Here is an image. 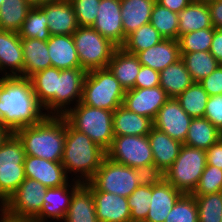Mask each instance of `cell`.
<instances>
[{"label":"cell","mask_w":222,"mask_h":222,"mask_svg":"<svg viewBox=\"0 0 222 222\" xmlns=\"http://www.w3.org/2000/svg\"><path fill=\"white\" fill-rule=\"evenodd\" d=\"M46 116L29 78H0V124L12 133L34 125Z\"/></svg>","instance_id":"1"},{"label":"cell","mask_w":222,"mask_h":222,"mask_svg":"<svg viewBox=\"0 0 222 222\" xmlns=\"http://www.w3.org/2000/svg\"><path fill=\"white\" fill-rule=\"evenodd\" d=\"M21 140L26 155L52 162H62L66 137L64 116L46 115L34 125L15 132Z\"/></svg>","instance_id":"2"},{"label":"cell","mask_w":222,"mask_h":222,"mask_svg":"<svg viewBox=\"0 0 222 222\" xmlns=\"http://www.w3.org/2000/svg\"><path fill=\"white\" fill-rule=\"evenodd\" d=\"M105 156L106 152L102 148L66 121V137L61 163L67 176L73 172L71 177L75 176L72 178L74 181L89 182Z\"/></svg>","instance_id":"3"},{"label":"cell","mask_w":222,"mask_h":222,"mask_svg":"<svg viewBox=\"0 0 222 222\" xmlns=\"http://www.w3.org/2000/svg\"><path fill=\"white\" fill-rule=\"evenodd\" d=\"M150 176L104 157L93 178L84 183L91 191H102L128 198L133 191Z\"/></svg>","instance_id":"4"},{"label":"cell","mask_w":222,"mask_h":222,"mask_svg":"<svg viewBox=\"0 0 222 222\" xmlns=\"http://www.w3.org/2000/svg\"><path fill=\"white\" fill-rule=\"evenodd\" d=\"M66 121L76 130L85 133L105 152L115 137L113 132V111L93 108L78 102L65 115Z\"/></svg>","instance_id":"5"},{"label":"cell","mask_w":222,"mask_h":222,"mask_svg":"<svg viewBox=\"0 0 222 222\" xmlns=\"http://www.w3.org/2000/svg\"><path fill=\"white\" fill-rule=\"evenodd\" d=\"M125 90L109 68L87 72L81 102L93 108L114 111L123 104Z\"/></svg>","instance_id":"6"},{"label":"cell","mask_w":222,"mask_h":222,"mask_svg":"<svg viewBox=\"0 0 222 222\" xmlns=\"http://www.w3.org/2000/svg\"><path fill=\"white\" fill-rule=\"evenodd\" d=\"M206 165V150L183 144L178 157L162 176L183 194H192Z\"/></svg>","instance_id":"7"},{"label":"cell","mask_w":222,"mask_h":222,"mask_svg":"<svg viewBox=\"0 0 222 222\" xmlns=\"http://www.w3.org/2000/svg\"><path fill=\"white\" fill-rule=\"evenodd\" d=\"M106 157L154 176V159L147 135L115 136Z\"/></svg>","instance_id":"8"},{"label":"cell","mask_w":222,"mask_h":222,"mask_svg":"<svg viewBox=\"0 0 222 222\" xmlns=\"http://www.w3.org/2000/svg\"><path fill=\"white\" fill-rule=\"evenodd\" d=\"M81 68L87 72L107 68L117 46L92 27H81L72 34Z\"/></svg>","instance_id":"9"},{"label":"cell","mask_w":222,"mask_h":222,"mask_svg":"<svg viewBox=\"0 0 222 222\" xmlns=\"http://www.w3.org/2000/svg\"><path fill=\"white\" fill-rule=\"evenodd\" d=\"M26 153L21 140L12 133L0 148V196L7 201L25 180Z\"/></svg>","instance_id":"10"},{"label":"cell","mask_w":222,"mask_h":222,"mask_svg":"<svg viewBox=\"0 0 222 222\" xmlns=\"http://www.w3.org/2000/svg\"><path fill=\"white\" fill-rule=\"evenodd\" d=\"M47 188L40 182L25 178L5 203V210L15 216L35 219L41 212Z\"/></svg>","instance_id":"11"},{"label":"cell","mask_w":222,"mask_h":222,"mask_svg":"<svg viewBox=\"0 0 222 222\" xmlns=\"http://www.w3.org/2000/svg\"><path fill=\"white\" fill-rule=\"evenodd\" d=\"M86 74L87 71L82 68L60 70L57 76L56 116H64L81 101Z\"/></svg>","instance_id":"12"},{"label":"cell","mask_w":222,"mask_h":222,"mask_svg":"<svg viewBox=\"0 0 222 222\" xmlns=\"http://www.w3.org/2000/svg\"><path fill=\"white\" fill-rule=\"evenodd\" d=\"M191 120L176 98H169L158 111L153 127L184 144Z\"/></svg>","instance_id":"13"},{"label":"cell","mask_w":222,"mask_h":222,"mask_svg":"<svg viewBox=\"0 0 222 222\" xmlns=\"http://www.w3.org/2000/svg\"><path fill=\"white\" fill-rule=\"evenodd\" d=\"M169 98L160 86L133 88L125 92L122 105L128 110L154 121L158 111Z\"/></svg>","instance_id":"14"},{"label":"cell","mask_w":222,"mask_h":222,"mask_svg":"<svg viewBox=\"0 0 222 222\" xmlns=\"http://www.w3.org/2000/svg\"><path fill=\"white\" fill-rule=\"evenodd\" d=\"M92 28L117 47L124 44L120 0H101Z\"/></svg>","instance_id":"15"},{"label":"cell","mask_w":222,"mask_h":222,"mask_svg":"<svg viewBox=\"0 0 222 222\" xmlns=\"http://www.w3.org/2000/svg\"><path fill=\"white\" fill-rule=\"evenodd\" d=\"M183 193L163 176H152V196L144 222H165L167 215Z\"/></svg>","instance_id":"16"},{"label":"cell","mask_w":222,"mask_h":222,"mask_svg":"<svg viewBox=\"0 0 222 222\" xmlns=\"http://www.w3.org/2000/svg\"><path fill=\"white\" fill-rule=\"evenodd\" d=\"M83 183L74 181L57 188H47L43 197L44 205L40 214L34 219L36 222H50L48 219L62 221L68 211L73 193Z\"/></svg>","instance_id":"17"},{"label":"cell","mask_w":222,"mask_h":222,"mask_svg":"<svg viewBox=\"0 0 222 222\" xmlns=\"http://www.w3.org/2000/svg\"><path fill=\"white\" fill-rule=\"evenodd\" d=\"M23 165L25 177L40 182L46 188L61 187L70 181L61 162L26 155Z\"/></svg>","instance_id":"18"},{"label":"cell","mask_w":222,"mask_h":222,"mask_svg":"<svg viewBox=\"0 0 222 222\" xmlns=\"http://www.w3.org/2000/svg\"><path fill=\"white\" fill-rule=\"evenodd\" d=\"M147 136L154 159V176H162L178 157L183 144L155 127Z\"/></svg>","instance_id":"19"},{"label":"cell","mask_w":222,"mask_h":222,"mask_svg":"<svg viewBox=\"0 0 222 222\" xmlns=\"http://www.w3.org/2000/svg\"><path fill=\"white\" fill-rule=\"evenodd\" d=\"M46 14L50 35H72L79 27L69 0H51L39 5Z\"/></svg>","instance_id":"20"},{"label":"cell","mask_w":222,"mask_h":222,"mask_svg":"<svg viewBox=\"0 0 222 222\" xmlns=\"http://www.w3.org/2000/svg\"><path fill=\"white\" fill-rule=\"evenodd\" d=\"M23 70L21 37L16 32L0 30V73H2V77H23Z\"/></svg>","instance_id":"21"},{"label":"cell","mask_w":222,"mask_h":222,"mask_svg":"<svg viewBox=\"0 0 222 222\" xmlns=\"http://www.w3.org/2000/svg\"><path fill=\"white\" fill-rule=\"evenodd\" d=\"M99 222H131L128 199L117 194L92 191Z\"/></svg>","instance_id":"22"},{"label":"cell","mask_w":222,"mask_h":222,"mask_svg":"<svg viewBox=\"0 0 222 222\" xmlns=\"http://www.w3.org/2000/svg\"><path fill=\"white\" fill-rule=\"evenodd\" d=\"M59 75L60 69L49 67L29 77L33 92L46 115L56 116L57 76Z\"/></svg>","instance_id":"23"},{"label":"cell","mask_w":222,"mask_h":222,"mask_svg":"<svg viewBox=\"0 0 222 222\" xmlns=\"http://www.w3.org/2000/svg\"><path fill=\"white\" fill-rule=\"evenodd\" d=\"M141 65L162 71L181 58L179 42L176 39H163L160 43L137 54Z\"/></svg>","instance_id":"24"},{"label":"cell","mask_w":222,"mask_h":222,"mask_svg":"<svg viewBox=\"0 0 222 222\" xmlns=\"http://www.w3.org/2000/svg\"><path fill=\"white\" fill-rule=\"evenodd\" d=\"M47 46L52 67L60 70L81 68L73 35H51Z\"/></svg>","instance_id":"25"},{"label":"cell","mask_w":222,"mask_h":222,"mask_svg":"<svg viewBox=\"0 0 222 222\" xmlns=\"http://www.w3.org/2000/svg\"><path fill=\"white\" fill-rule=\"evenodd\" d=\"M108 68L125 91L135 88L137 74L141 68L137 55L117 47L109 61Z\"/></svg>","instance_id":"26"},{"label":"cell","mask_w":222,"mask_h":222,"mask_svg":"<svg viewBox=\"0 0 222 222\" xmlns=\"http://www.w3.org/2000/svg\"><path fill=\"white\" fill-rule=\"evenodd\" d=\"M124 42L128 35L150 22L156 0H120Z\"/></svg>","instance_id":"27"},{"label":"cell","mask_w":222,"mask_h":222,"mask_svg":"<svg viewBox=\"0 0 222 222\" xmlns=\"http://www.w3.org/2000/svg\"><path fill=\"white\" fill-rule=\"evenodd\" d=\"M153 127V121L120 105L113 111L114 136L147 135Z\"/></svg>","instance_id":"28"},{"label":"cell","mask_w":222,"mask_h":222,"mask_svg":"<svg viewBox=\"0 0 222 222\" xmlns=\"http://www.w3.org/2000/svg\"><path fill=\"white\" fill-rule=\"evenodd\" d=\"M23 49V77L29 78L38 71L52 67L47 41L35 38H21Z\"/></svg>","instance_id":"29"},{"label":"cell","mask_w":222,"mask_h":222,"mask_svg":"<svg viewBox=\"0 0 222 222\" xmlns=\"http://www.w3.org/2000/svg\"><path fill=\"white\" fill-rule=\"evenodd\" d=\"M178 38L188 32L212 28L207 3L191 1L178 13Z\"/></svg>","instance_id":"30"},{"label":"cell","mask_w":222,"mask_h":222,"mask_svg":"<svg viewBox=\"0 0 222 222\" xmlns=\"http://www.w3.org/2000/svg\"><path fill=\"white\" fill-rule=\"evenodd\" d=\"M64 222H99L96 217L92 191L83 183L71 199Z\"/></svg>","instance_id":"31"},{"label":"cell","mask_w":222,"mask_h":222,"mask_svg":"<svg viewBox=\"0 0 222 222\" xmlns=\"http://www.w3.org/2000/svg\"><path fill=\"white\" fill-rule=\"evenodd\" d=\"M159 73V86L170 98H176L186 88L194 83L190 73L186 69L185 63L181 58L175 63L167 66Z\"/></svg>","instance_id":"32"},{"label":"cell","mask_w":222,"mask_h":222,"mask_svg":"<svg viewBox=\"0 0 222 222\" xmlns=\"http://www.w3.org/2000/svg\"><path fill=\"white\" fill-rule=\"evenodd\" d=\"M221 135L222 132L206 118H192L184 144L207 150L220 140Z\"/></svg>","instance_id":"33"},{"label":"cell","mask_w":222,"mask_h":222,"mask_svg":"<svg viewBox=\"0 0 222 222\" xmlns=\"http://www.w3.org/2000/svg\"><path fill=\"white\" fill-rule=\"evenodd\" d=\"M31 8L27 0H4L0 6V30L18 33Z\"/></svg>","instance_id":"34"},{"label":"cell","mask_w":222,"mask_h":222,"mask_svg":"<svg viewBox=\"0 0 222 222\" xmlns=\"http://www.w3.org/2000/svg\"><path fill=\"white\" fill-rule=\"evenodd\" d=\"M180 55L194 82H200L220 65L209 51L180 52Z\"/></svg>","instance_id":"35"},{"label":"cell","mask_w":222,"mask_h":222,"mask_svg":"<svg viewBox=\"0 0 222 222\" xmlns=\"http://www.w3.org/2000/svg\"><path fill=\"white\" fill-rule=\"evenodd\" d=\"M209 95L199 82H194L176 97L182 109L191 118L204 117Z\"/></svg>","instance_id":"36"},{"label":"cell","mask_w":222,"mask_h":222,"mask_svg":"<svg viewBox=\"0 0 222 222\" xmlns=\"http://www.w3.org/2000/svg\"><path fill=\"white\" fill-rule=\"evenodd\" d=\"M164 38L149 22L128 35L121 46L125 51L137 55L158 43Z\"/></svg>","instance_id":"37"},{"label":"cell","mask_w":222,"mask_h":222,"mask_svg":"<svg viewBox=\"0 0 222 222\" xmlns=\"http://www.w3.org/2000/svg\"><path fill=\"white\" fill-rule=\"evenodd\" d=\"M47 23L45 11L39 5L32 6L18 34L21 38L47 41L51 36Z\"/></svg>","instance_id":"38"},{"label":"cell","mask_w":222,"mask_h":222,"mask_svg":"<svg viewBox=\"0 0 222 222\" xmlns=\"http://www.w3.org/2000/svg\"><path fill=\"white\" fill-rule=\"evenodd\" d=\"M152 196V176L140 184L127 198L131 222H144L149 212Z\"/></svg>","instance_id":"39"},{"label":"cell","mask_w":222,"mask_h":222,"mask_svg":"<svg viewBox=\"0 0 222 222\" xmlns=\"http://www.w3.org/2000/svg\"><path fill=\"white\" fill-rule=\"evenodd\" d=\"M178 13L158 4H154L150 23L164 39L178 40Z\"/></svg>","instance_id":"40"},{"label":"cell","mask_w":222,"mask_h":222,"mask_svg":"<svg viewBox=\"0 0 222 222\" xmlns=\"http://www.w3.org/2000/svg\"><path fill=\"white\" fill-rule=\"evenodd\" d=\"M193 196L198 207V222H221L222 191Z\"/></svg>","instance_id":"41"},{"label":"cell","mask_w":222,"mask_h":222,"mask_svg":"<svg viewBox=\"0 0 222 222\" xmlns=\"http://www.w3.org/2000/svg\"><path fill=\"white\" fill-rule=\"evenodd\" d=\"M214 27L188 32L178 38L180 52L209 51Z\"/></svg>","instance_id":"42"},{"label":"cell","mask_w":222,"mask_h":222,"mask_svg":"<svg viewBox=\"0 0 222 222\" xmlns=\"http://www.w3.org/2000/svg\"><path fill=\"white\" fill-rule=\"evenodd\" d=\"M165 222H198V207L192 194H183L166 217Z\"/></svg>","instance_id":"43"},{"label":"cell","mask_w":222,"mask_h":222,"mask_svg":"<svg viewBox=\"0 0 222 222\" xmlns=\"http://www.w3.org/2000/svg\"><path fill=\"white\" fill-rule=\"evenodd\" d=\"M222 191V170L213 165H206L200 181L192 195H207Z\"/></svg>","instance_id":"44"},{"label":"cell","mask_w":222,"mask_h":222,"mask_svg":"<svg viewBox=\"0 0 222 222\" xmlns=\"http://www.w3.org/2000/svg\"><path fill=\"white\" fill-rule=\"evenodd\" d=\"M73 6L77 23L81 27H92L101 0H69Z\"/></svg>","instance_id":"45"},{"label":"cell","mask_w":222,"mask_h":222,"mask_svg":"<svg viewBox=\"0 0 222 222\" xmlns=\"http://www.w3.org/2000/svg\"><path fill=\"white\" fill-rule=\"evenodd\" d=\"M204 118L209 120L222 132V95L209 96L206 103Z\"/></svg>","instance_id":"46"},{"label":"cell","mask_w":222,"mask_h":222,"mask_svg":"<svg viewBox=\"0 0 222 222\" xmlns=\"http://www.w3.org/2000/svg\"><path fill=\"white\" fill-rule=\"evenodd\" d=\"M160 84V73L148 66L141 65L137 74L135 88H153Z\"/></svg>","instance_id":"47"},{"label":"cell","mask_w":222,"mask_h":222,"mask_svg":"<svg viewBox=\"0 0 222 222\" xmlns=\"http://www.w3.org/2000/svg\"><path fill=\"white\" fill-rule=\"evenodd\" d=\"M199 83L209 96L222 95V64Z\"/></svg>","instance_id":"48"},{"label":"cell","mask_w":222,"mask_h":222,"mask_svg":"<svg viewBox=\"0 0 222 222\" xmlns=\"http://www.w3.org/2000/svg\"><path fill=\"white\" fill-rule=\"evenodd\" d=\"M207 165H213L222 170V135L220 140L206 150Z\"/></svg>","instance_id":"49"},{"label":"cell","mask_w":222,"mask_h":222,"mask_svg":"<svg viewBox=\"0 0 222 222\" xmlns=\"http://www.w3.org/2000/svg\"><path fill=\"white\" fill-rule=\"evenodd\" d=\"M207 5L213 27L215 29H222V0L211 1Z\"/></svg>","instance_id":"50"},{"label":"cell","mask_w":222,"mask_h":222,"mask_svg":"<svg viewBox=\"0 0 222 222\" xmlns=\"http://www.w3.org/2000/svg\"><path fill=\"white\" fill-rule=\"evenodd\" d=\"M209 52L222 64V29H214V35Z\"/></svg>","instance_id":"51"},{"label":"cell","mask_w":222,"mask_h":222,"mask_svg":"<svg viewBox=\"0 0 222 222\" xmlns=\"http://www.w3.org/2000/svg\"><path fill=\"white\" fill-rule=\"evenodd\" d=\"M191 1L192 0H156V2L161 6L176 13L183 10Z\"/></svg>","instance_id":"52"},{"label":"cell","mask_w":222,"mask_h":222,"mask_svg":"<svg viewBox=\"0 0 222 222\" xmlns=\"http://www.w3.org/2000/svg\"><path fill=\"white\" fill-rule=\"evenodd\" d=\"M0 212V222H36L34 219L10 214L5 209L1 210Z\"/></svg>","instance_id":"53"},{"label":"cell","mask_w":222,"mask_h":222,"mask_svg":"<svg viewBox=\"0 0 222 222\" xmlns=\"http://www.w3.org/2000/svg\"><path fill=\"white\" fill-rule=\"evenodd\" d=\"M12 134V132L6 128L3 127L0 124V148L2 147L3 143L8 139V137Z\"/></svg>","instance_id":"54"},{"label":"cell","mask_w":222,"mask_h":222,"mask_svg":"<svg viewBox=\"0 0 222 222\" xmlns=\"http://www.w3.org/2000/svg\"><path fill=\"white\" fill-rule=\"evenodd\" d=\"M32 6H38L42 3H45L47 1H51V0H27Z\"/></svg>","instance_id":"55"},{"label":"cell","mask_w":222,"mask_h":222,"mask_svg":"<svg viewBox=\"0 0 222 222\" xmlns=\"http://www.w3.org/2000/svg\"><path fill=\"white\" fill-rule=\"evenodd\" d=\"M6 201L0 196V211L5 208Z\"/></svg>","instance_id":"56"},{"label":"cell","mask_w":222,"mask_h":222,"mask_svg":"<svg viewBox=\"0 0 222 222\" xmlns=\"http://www.w3.org/2000/svg\"><path fill=\"white\" fill-rule=\"evenodd\" d=\"M192 1L203 2V3H209V2H211V1H215V0H192Z\"/></svg>","instance_id":"57"}]
</instances>
